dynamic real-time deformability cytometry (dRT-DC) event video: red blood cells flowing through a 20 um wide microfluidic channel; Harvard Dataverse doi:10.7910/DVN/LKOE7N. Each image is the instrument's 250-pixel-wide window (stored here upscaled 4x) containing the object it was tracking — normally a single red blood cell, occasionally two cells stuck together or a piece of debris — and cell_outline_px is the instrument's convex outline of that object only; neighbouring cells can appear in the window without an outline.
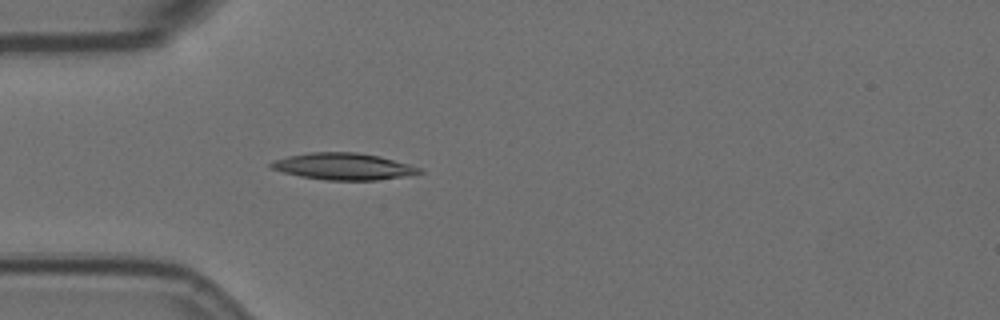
{"species": "Egyptian fruit bat (a non-hibernating species)", "species_latin": "Rousettus aegyptiacus", "temperature_condition": "room temperature", "stored_images_in_passage": 41, "camera_frame_rate_fps": 3000, "um_per_image_px": 0.085, "animal": {"sex": "female"}, "frame": {"image": 1, "passage_image": 1, "time_ms": 0.0, "image_size_px": [1000, 320], "cell_outline_px": [[424, 172], [376, 180], [324, 180], [300, 176], [284, 172], [272, 168], [268, 164], [272, 160], [288, 156], [308, 152], [356, 152], [380, 156], [408, 164], [420, 168]], "centroid_in_image_um": [29.13, 14.13], "position_along_channel_um": 55.9, "area_um2": 22.89}}
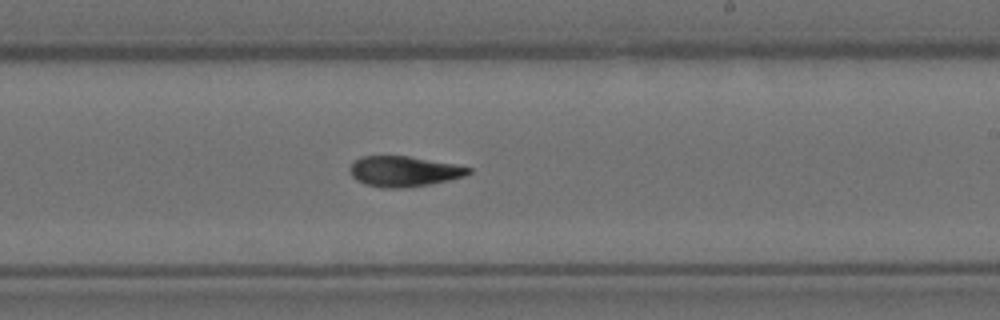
{"frame": {"image": 2, "passage_image": 18, "time_ms": 5.667, "image_size_px": [1000, 320], "cell_outline_px": [[472, 172], [464, 176], [448, 180], [428, 184], [404, 188], [380, 188], [364, 184], [356, 180], [352, 176], [348, 168], [352, 160], [360, 156], [408, 156], [456, 164], [472, 168]], "centroid_in_image_um": [34.28, 14.56], "position_along_channel_um": 254.7, "area_um2": 21.27}}
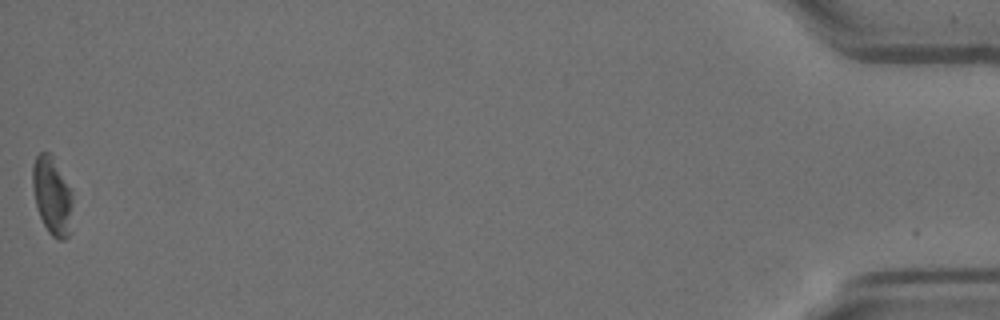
{"frame": {"image": 3, "passage_image": 41, "time_ms": 13.333, "image_size_px": [1000, 320], "cell_outline_px": [[72, 232], [64, 240], [60, 240], [52, 236], [48, 232], [40, 216], [36, 204], [32, 188], [32, 164], [36, 156], [40, 152], [48, 152], [52, 156], [72, 192]], "centroid_in_image_um": [4.44, 16.68], "position_along_channel_um": 430.8, "area_um2": 18.32}, "authors_computed_cell_mechanics": {"area_um2": 21.1548, "velocity_mm_per_s": 3.5844, "shape_relaxation_time_tau1_ms": 3.768, "shape_relaxation_time_tau2_ms": 4.8952, "deformation_change_tau1": 0.1604, "deformation_change_tau2": 0.1378}}